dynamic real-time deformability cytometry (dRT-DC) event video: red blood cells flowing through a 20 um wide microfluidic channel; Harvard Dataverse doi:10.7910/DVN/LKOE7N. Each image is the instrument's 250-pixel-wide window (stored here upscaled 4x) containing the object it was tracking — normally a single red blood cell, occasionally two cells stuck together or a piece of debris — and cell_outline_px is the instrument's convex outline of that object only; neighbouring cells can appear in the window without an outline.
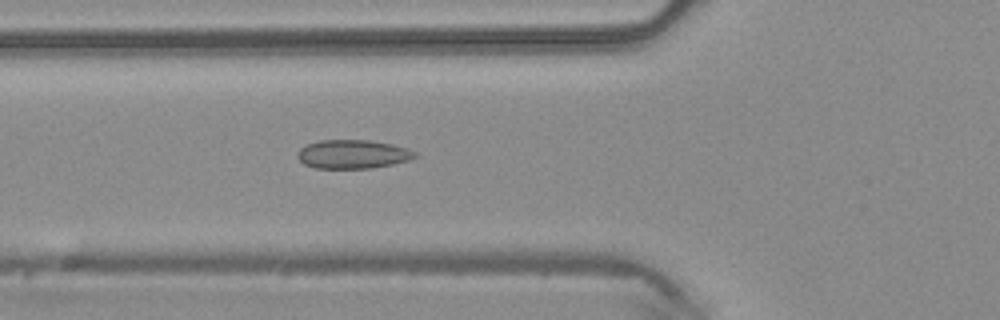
{"species": "common noctule bat (a hibernating species)", "species_latin": "Nyctalus noctula", "temperature_condition": "warm", "stored_images_in_passage": 32, "camera_frame_rate_fps": 3000, "um_per_image_px": 0.085, "animal": {"sex": "male", "body_mass_g": 20.4}, "frame": {"image": 1, "passage_image": 16, "time_ms": 5.0, "image_size_px": [1000, 320], "cell_outline_px": [[416, 156], [408, 160], [392, 164], [372, 168], [316, 168], [304, 164], [296, 156], [296, 152], [300, 148], [308, 144], [320, 140], [368, 140], [392, 144], [408, 148], [416, 152]], "centroid_in_image_um": [29.96, 13.1], "position_along_channel_um": 95.8, "area_um2": 19.65}}
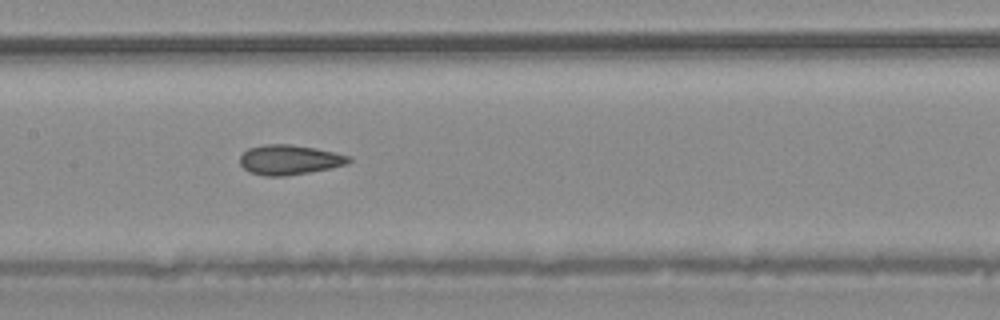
{"frame": {"image": 2, "passage_image": 22, "time_ms": 7.0, "image_size_px": [1000, 320], "cell_outline_px": [[352, 160], [348, 164], [308, 172], [284, 176], [264, 176], [248, 172], [240, 164], [240, 156], [248, 148], [264, 144], [288, 144], [316, 148], [336, 152], [352, 156]], "centroid_in_image_um": [24.61, 13.57], "position_along_channel_um": 182.8, "area_um2": 19.02}}
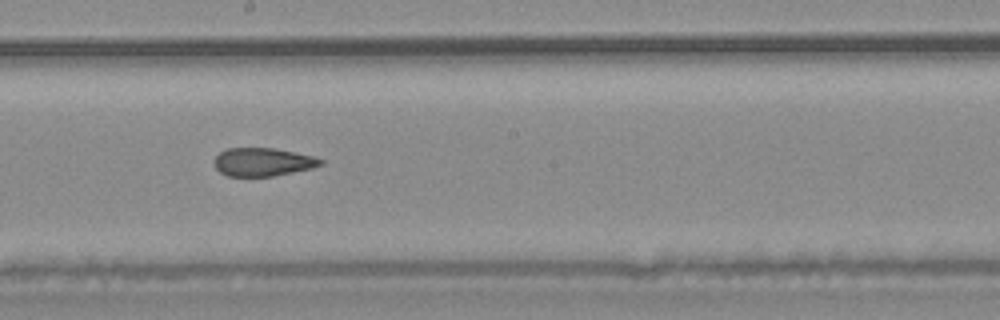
{"frame": {"image": 3, "passage_image": 25, "time_ms": 8.0, "image_size_px": [1000, 320], "cell_outline_px": [[324, 164], [312, 168], [272, 176], [228, 176], [220, 172], [216, 168], [216, 156], [220, 152], [228, 148], [272, 148], [316, 156], [324, 160]], "centroid_in_image_um": [22.39, 13.76], "position_along_channel_um": 225.8, "area_um2": 17.4}}